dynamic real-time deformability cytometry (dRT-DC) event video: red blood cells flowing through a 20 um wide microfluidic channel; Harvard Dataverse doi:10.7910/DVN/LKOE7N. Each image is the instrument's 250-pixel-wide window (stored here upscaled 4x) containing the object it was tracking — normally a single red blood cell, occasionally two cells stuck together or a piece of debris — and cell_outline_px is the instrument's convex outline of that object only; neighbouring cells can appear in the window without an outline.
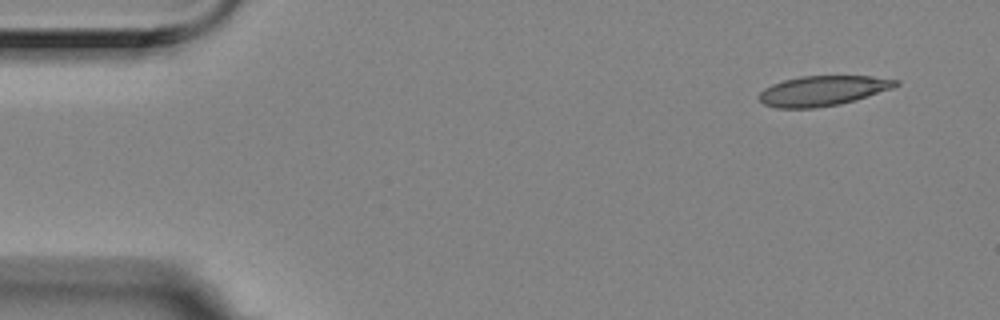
{"species": "Egyptian fruit bat (a non-hibernating species)", "species_latin": "Rousettus aegyptiacus", "temperature_condition": "room temperature", "stored_images_in_passage": 4, "camera_frame_rate_fps": 3000, "um_per_image_px": 0.085, "animal": {"sex": "female"}, "frame": {"image": 1, "passage_image": 1, "time_ms": 0.0, "image_size_px": [1000, 320], "cell_outline_px": [[900, 84], [892, 88], [856, 100], [840, 104], [812, 108], [776, 108], [764, 104], [756, 96], [764, 88], [772, 84], [784, 80], [800, 76], [872, 76], [900, 80]], "centroid_in_image_um": [69.92, 7.71], "position_along_channel_um": 15.1, "area_um2": 23.99}}
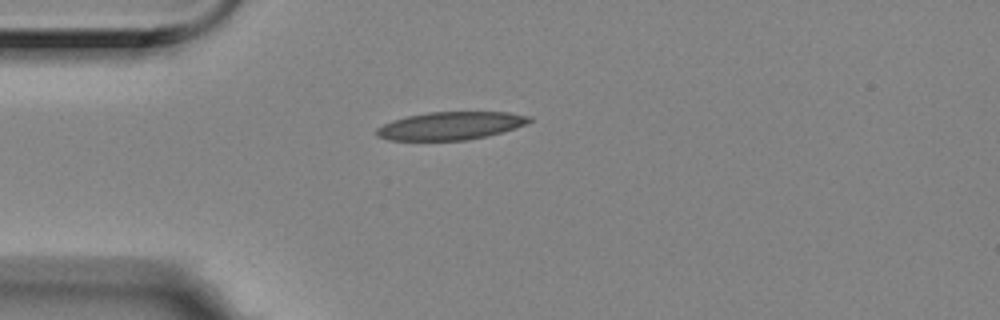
{"frame": {"image": 2, "passage_image": 4, "time_ms": 1.0, "image_size_px": [1000, 320], "cell_outline_px": [[532, 120], [528, 124], [516, 128], [484, 136], [464, 140], [388, 140], [376, 136], [376, 128], [392, 120], [408, 116], [428, 112], [508, 112], [532, 116]], "centroid_in_image_um": [38.31, 10.68], "position_along_channel_um": 46.7, "area_um2": 24.8}}